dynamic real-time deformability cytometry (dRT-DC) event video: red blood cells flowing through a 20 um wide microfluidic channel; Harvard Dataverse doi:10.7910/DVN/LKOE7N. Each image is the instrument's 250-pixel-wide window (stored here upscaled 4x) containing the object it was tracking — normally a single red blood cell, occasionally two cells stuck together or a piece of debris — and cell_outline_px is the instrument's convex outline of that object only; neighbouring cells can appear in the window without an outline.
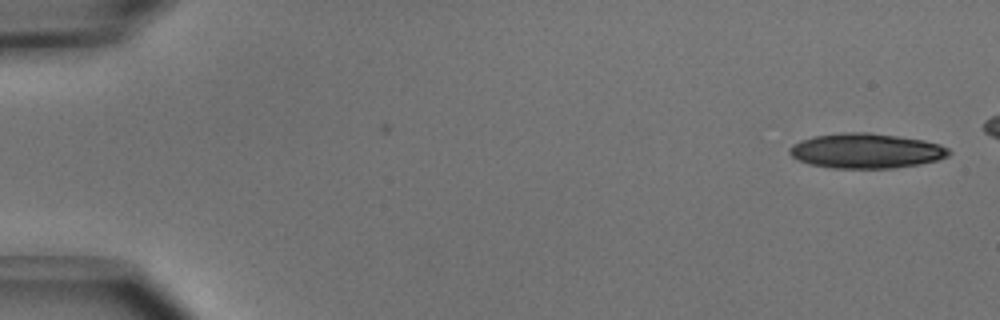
{"species": "common noctule bat (a hibernating species)", "species_latin": "Nyctalus noctula", "temperature_condition": "cold", "stored_images_in_passage": 15, "camera_frame_rate_fps": 3000, "um_per_image_px": 0.085, "animal": {"sex": "male", "body_mass_g": 15.6}, "frame": {"image": 1, "passage_image": 1, "time_ms": 0.0, "image_size_px": [1000, 320], "cell_outline_px": [[952, 152], [948, 156], [936, 160], [920, 164], [892, 168], [832, 168], [808, 164], [792, 156], [788, 152], [788, 148], [792, 144], [800, 140], [812, 136], [844, 132], [868, 132], [924, 140], [940, 144], [948, 148]], "centroid_in_image_um": [73.6, 12.82], "position_along_channel_um": 11.4, "area_um2": 32.54}}